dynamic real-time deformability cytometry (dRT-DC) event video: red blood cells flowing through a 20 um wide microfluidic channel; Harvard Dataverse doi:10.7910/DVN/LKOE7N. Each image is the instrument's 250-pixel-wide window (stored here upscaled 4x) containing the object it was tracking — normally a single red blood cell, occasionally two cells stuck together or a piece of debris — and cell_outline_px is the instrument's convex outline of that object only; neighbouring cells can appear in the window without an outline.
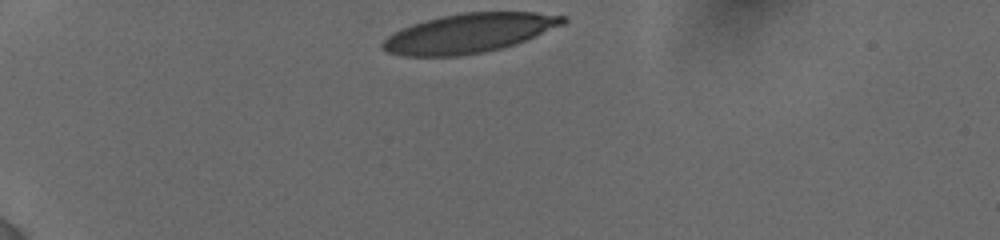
{"species": "human", "species_latin": "Homo sapiens", "temperature_condition": "cold", "stored_images_in_passage": 34, "camera_frame_rate_fps": 3000, "um_per_image_px": 0.085, "donor": {"sex": "female"}, "frame": {"image": 1, "passage_image": 1, "time_ms": 0.0, "image_size_px": [1000, 240], "cell_outline_px": [[568, 20], [564, 24], [516, 44], [484, 52], [456, 56], [400, 56], [388, 52], [380, 48], [380, 44], [392, 32], [412, 24], [440, 16], [464, 12], [536, 12], [568, 16]], "centroid_in_image_um": [39.86, 2.81], "position_along_channel_um": 45.1, "area_um2": 41.38}}
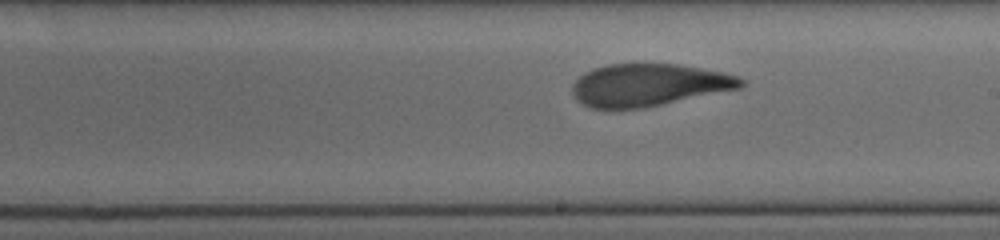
{"frame": {"image": 2, "passage_image": 20, "time_ms": 6.333, "image_size_px": [1000, 240], "cell_outline_px": [[744, 84], [740, 88], [644, 108], [592, 108], [576, 100], [572, 92], [572, 84], [584, 72], [592, 68], [608, 64], [680, 64], [724, 72], [740, 76], [744, 80]], "centroid_in_image_um": [55.15, 7.21], "position_along_channel_um": 233.9, "area_um2": 41.67}}
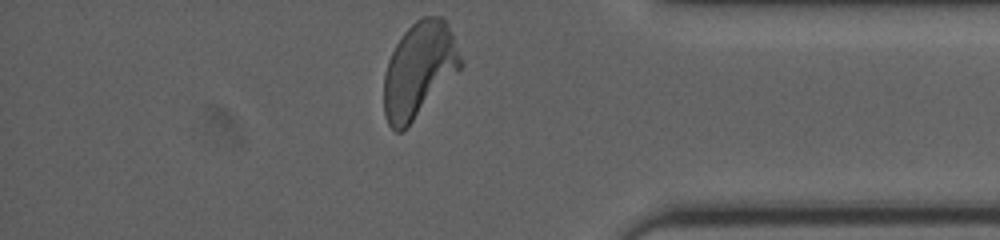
{"frame": {"image": 3, "passage_image": 34, "time_ms": 11.0, "image_size_px": [1000, 240], "cell_outline_px": [[464, 64], [412, 120], [400, 132], [396, 132], [388, 124], [384, 116], [384, 72], [388, 60], [396, 44], [404, 32], [416, 20], [424, 16], [440, 16], [444, 20], [452, 36]], "centroid_in_image_um": [35.58, 5.92], "position_along_channel_um": 399.6, "area_um2": 41.44}, "authors_computed_cell_mechanics": {"area_um2": 42.5697, "velocity_mm_per_s": 3.8459, "shape_relaxation_time_tau1_ms": 5.6207, "shape_relaxation_time_tau2_ms": 1.4988, "deformation_change_tau1": 0.2129, "deformation_change_tau2": 0.0959}}